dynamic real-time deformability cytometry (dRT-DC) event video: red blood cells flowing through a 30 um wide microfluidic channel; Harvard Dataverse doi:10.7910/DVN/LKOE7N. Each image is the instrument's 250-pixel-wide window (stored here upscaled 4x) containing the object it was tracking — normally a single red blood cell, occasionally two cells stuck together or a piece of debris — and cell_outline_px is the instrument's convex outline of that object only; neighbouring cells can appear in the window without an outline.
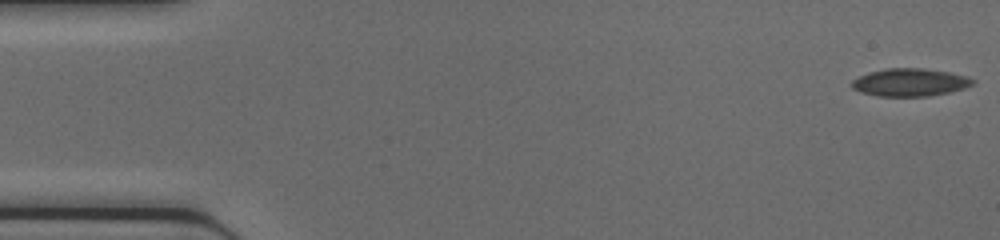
{"species": "common noctule bat (a hibernating species)", "species_latin": "Nyctalus noctula", "temperature_condition": "cold", "stored_images_in_passage": 46, "camera_frame_rate_fps": 3000, "um_per_image_px": 0.085, "animal": {"sex": "female", "body_mass_g": 17.0, "forearm_length_mm": 48.0}, "frame": {"image": 1, "passage_image": 1, "time_ms": 0.0, "image_size_px": [1000, 240], "cell_outline_px": [[976, 80], [972, 84], [964, 88], [948, 92], [928, 96], [876, 96], [860, 92], [852, 88], [852, 80], [868, 72], [888, 68], [924, 68], [948, 72], [968, 76]], "centroid_in_image_um": [77.34, 6.99], "position_along_channel_um": 7.7, "area_um2": 19.54}}
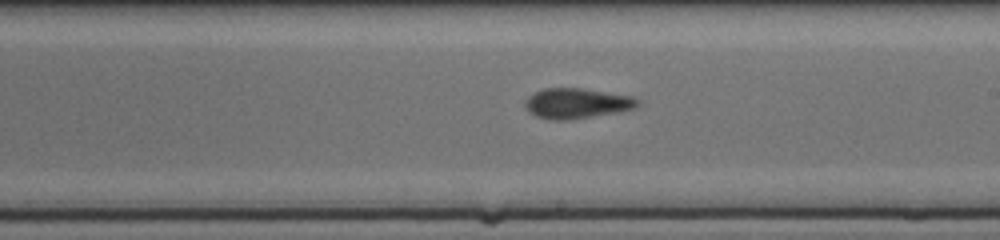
{"frame": {"image": 2, "passage_image": 26, "time_ms": 8.333, "image_size_px": [1000, 240], "cell_outline_px": [[640, 104], [636, 108], [592, 116], [568, 120], [552, 120], [536, 116], [528, 112], [524, 108], [524, 100], [528, 96], [544, 88], [584, 88], [632, 96], [640, 100]], "centroid_in_image_um": [49.0, 8.77], "position_along_channel_um": 240.0, "area_um2": 19.94}}
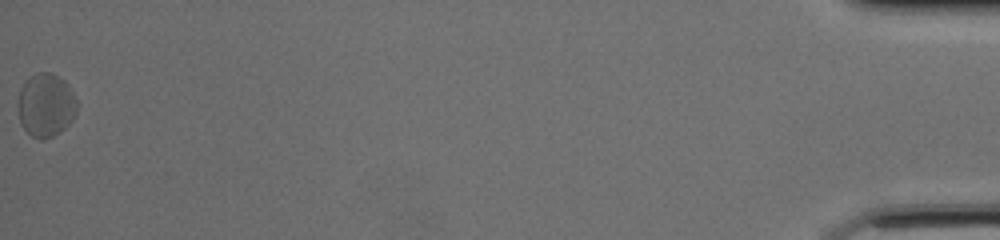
{"frame": {"image": 3, "passage_image": 46, "time_ms": 15.0, "image_size_px": [1000, 240], "cell_outline_px": [[76, 112], [72, 120], [64, 128], [52, 136], [40, 140], [32, 136], [24, 128], [20, 120], [16, 104], [20, 88], [36, 72], [48, 72], [64, 80], [68, 84], [76, 100]], "centroid_in_image_um": [3.87, 8.93], "position_along_channel_um": 431.3, "area_um2": 21.62}}